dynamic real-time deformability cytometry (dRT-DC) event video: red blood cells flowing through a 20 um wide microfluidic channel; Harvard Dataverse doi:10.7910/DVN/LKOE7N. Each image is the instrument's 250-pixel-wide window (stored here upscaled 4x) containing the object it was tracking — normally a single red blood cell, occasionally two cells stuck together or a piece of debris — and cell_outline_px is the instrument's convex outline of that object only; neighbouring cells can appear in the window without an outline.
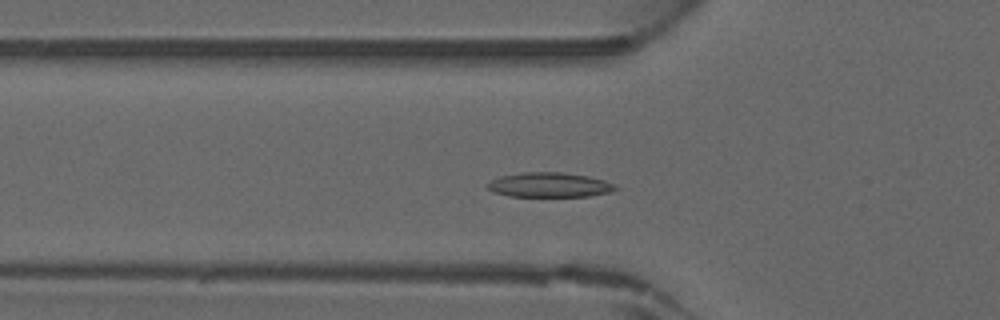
{"species": "common noctule bat (a hibernating species)", "species_latin": "Nyctalus noctula", "temperature_condition": "warm", "stored_images_in_passage": 43, "camera_frame_rate_fps": 3000, "um_per_image_px": 0.085, "animal": {"sex": "male", "forearm_length_mm": 52.5}, "frame": {"image": 1, "passage_image": 12, "time_ms": 3.667, "image_size_px": [1000, 320], "cell_outline_px": [[616, 188], [612, 192], [588, 196], [508, 196], [492, 192], [488, 188], [488, 184], [492, 180], [500, 176], [524, 172], [560, 172], [588, 176], [604, 180], [616, 184]], "centroid_in_image_um": [46.71, 15.71], "position_along_channel_um": 79.1, "area_um2": 18.32}}
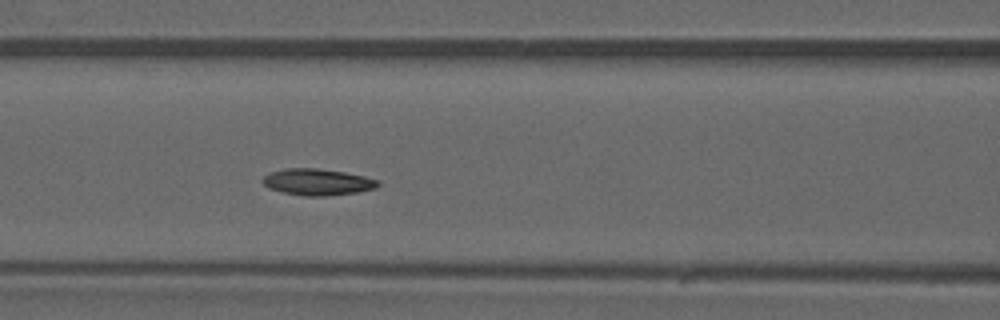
{"frame": {"image": 2, "passage_image": 16, "time_ms": 5.0, "image_size_px": [1000, 320], "cell_outline_px": [[380, 184], [376, 188], [356, 192], [328, 196], [304, 196], [284, 192], [268, 188], [264, 184], [264, 176], [272, 172], [288, 168], [316, 168], [344, 172], [364, 176], [380, 180]], "centroid_in_image_um": [27.03, 15.47], "position_along_channel_um": 139.6, "area_um2": 17.63}}
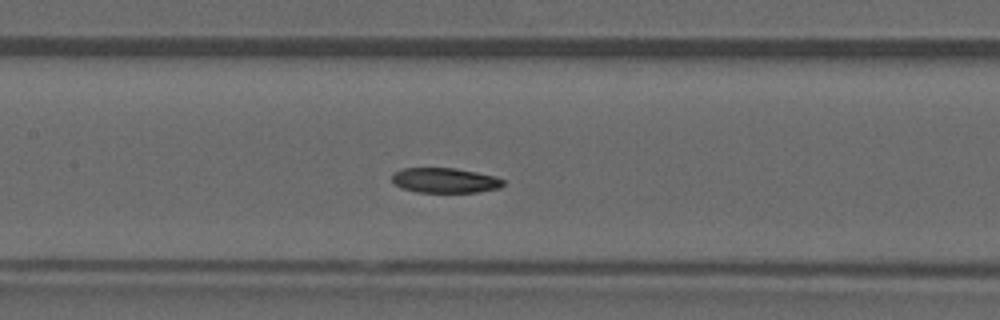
{"frame": {"image": 3, "passage_image": 18, "time_ms": 5.667, "image_size_px": [1000, 320], "cell_outline_px": [[504, 184], [500, 188], [476, 192], [416, 192], [400, 188], [392, 180], [392, 172], [400, 168], [456, 168], [496, 176], [504, 180]], "centroid_in_image_um": [37.8, 15.32], "position_along_channel_um": 169.6, "area_um2": 16.36}}